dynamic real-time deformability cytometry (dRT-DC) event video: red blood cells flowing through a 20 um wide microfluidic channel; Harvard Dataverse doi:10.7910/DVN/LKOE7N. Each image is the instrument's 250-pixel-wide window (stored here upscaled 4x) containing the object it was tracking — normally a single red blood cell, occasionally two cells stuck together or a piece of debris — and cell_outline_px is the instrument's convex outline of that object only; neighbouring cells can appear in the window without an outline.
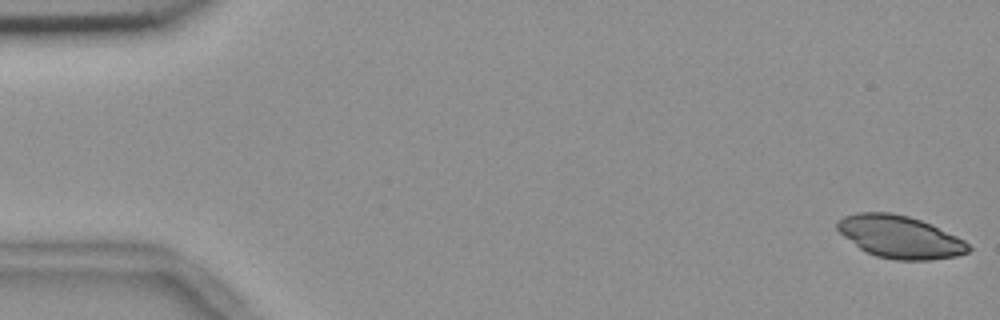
{"species": "common noctule bat (a hibernating species)", "species_latin": "Nyctalus noctula", "temperature_condition": "room temperature", "stored_images_in_passage": 5, "camera_frame_rate_fps": 3000, "um_per_image_px": 0.085, "animal": {"sex": "female", "body_mass_g": 18.4}, "frame": {"image": 1, "passage_image": 1, "time_ms": 0.0, "image_size_px": [1000, 320], "cell_outline_px": [[972, 248], [968, 252], [956, 256], [932, 260], [896, 260], [876, 256], [860, 248], [844, 236], [836, 228], [836, 220], [844, 216], [856, 212], [892, 212], [908, 216], [932, 224], [964, 240]], "centroid_in_image_um": [76.49, 20.13], "position_along_channel_um": 8.5, "area_um2": 32.48}}